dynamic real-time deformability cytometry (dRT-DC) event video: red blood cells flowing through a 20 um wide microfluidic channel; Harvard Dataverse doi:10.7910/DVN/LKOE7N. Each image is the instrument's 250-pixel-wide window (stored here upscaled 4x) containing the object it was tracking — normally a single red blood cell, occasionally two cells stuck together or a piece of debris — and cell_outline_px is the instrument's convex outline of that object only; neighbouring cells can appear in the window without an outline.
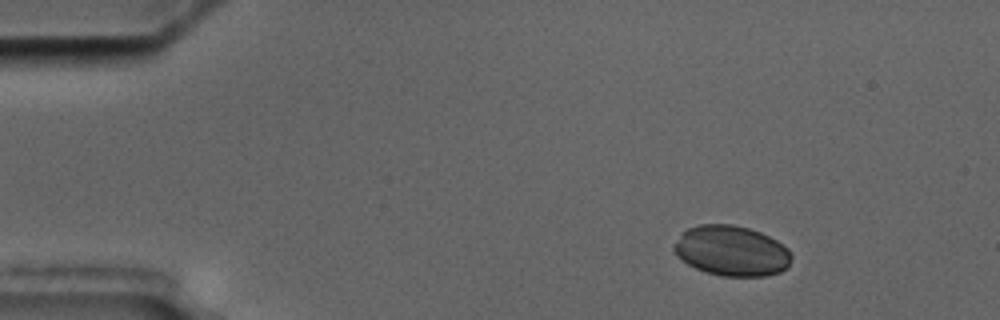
{"species": "common noctule bat (a hibernating species)", "species_latin": "Nyctalus noctula", "temperature_condition": "cold", "stored_images_in_passage": 7, "camera_frame_rate_fps": 3000, "um_per_image_px": 0.085, "animal": {"sex": "male", "body_mass_g": 17.5, "forearm_length_mm": 52.3}, "frame": {"image": 1, "passage_image": 2, "time_ms": 2.0, "image_size_px": [1000, 320], "cell_outline_px": [[792, 256], [788, 268], [780, 272], [768, 276], [724, 276], [708, 272], [696, 268], [688, 264], [676, 256], [672, 248], [680, 236], [688, 228], [700, 224], [732, 224], [748, 228], [760, 232], [776, 240], [788, 248], [792, 252]], "centroid_in_image_um": [62.21, 21.32], "position_along_channel_um": 22.8, "area_um2": 34.45}}